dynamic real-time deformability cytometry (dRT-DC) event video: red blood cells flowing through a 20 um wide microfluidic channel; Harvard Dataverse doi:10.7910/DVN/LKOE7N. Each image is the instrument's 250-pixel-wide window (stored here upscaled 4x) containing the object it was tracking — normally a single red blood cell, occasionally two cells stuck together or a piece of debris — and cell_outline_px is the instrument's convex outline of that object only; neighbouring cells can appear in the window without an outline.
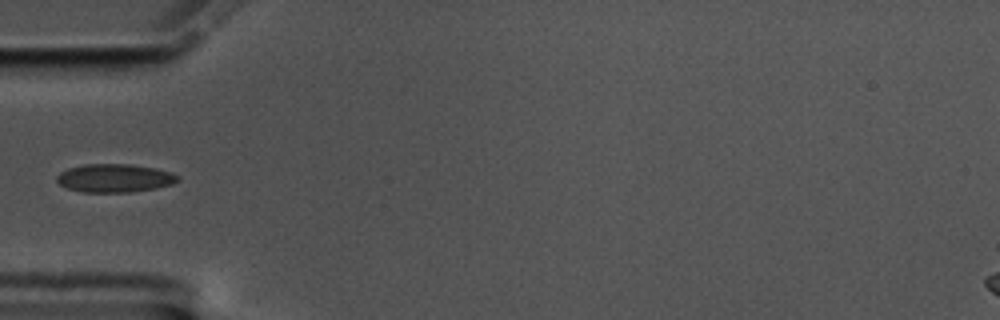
{"species": "common noctule bat (a hibernating species)", "species_latin": "Nyctalus noctula", "temperature_condition": "cold", "stored_images_in_passage": 39, "camera_frame_rate_fps": 3000, "um_per_image_px": 0.085, "animal": {"sex": "male", "body_mass_g": 17.5, "forearm_length_mm": 52.3}, "frame": {"image": 1, "passage_image": 1, "time_ms": 0.0, "image_size_px": [1000, 320], "cell_outline_px": [[180, 180], [172, 184], [156, 188], [132, 192], [84, 192], [68, 188], [60, 184], [56, 180], [56, 176], [60, 172], [68, 168], [84, 164], [132, 164], [156, 168], [172, 172], [180, 176]], "centroid_in_image_um": [9.78, 15.13], "position_along_channel_um": 75.2, "area_um2": 20.11}}
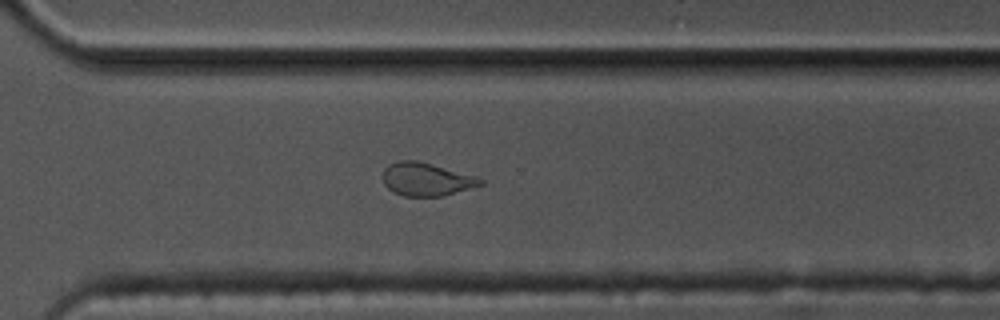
{"frame": {"image": 2, "passage_image": 23, "time_ms": 7.333, "image_size_px": [1000, 320], "cell_outline_px": [[484, 184], [444, 196], [404, 196], [392, 192], [384, 184], [384, 168], [388, 164], [400, 160], [416, 160], [432, 164], [476, 176], [484, 180]], "centroid_in_image_um": [36.24, 15.24], "position_along_channel_um": 334.4, "area_um2": 18.84}}
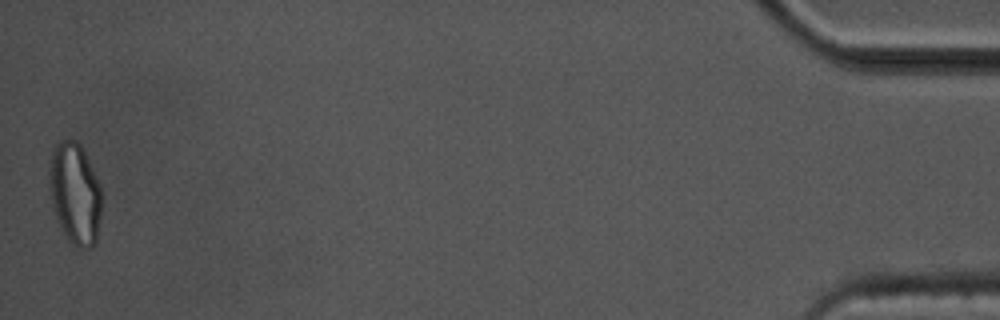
{"frame": {"image": 3, "passage_image": 39, "time_ms": 12.667, "image_size_px": [1000, 320], "cell_outline_px": [[100, 216], [96, 244], [92, 248], [80, 248], [72, 244], [68, 240], [60, 228], [56, 220], [52, 208], [48, 188], [48, 172], [52, 152], [56, 144], [60, 140], [76, 140], [80, 144], [100, 184]], "centroid_in_image_um": [6.34, 16.48], "position_along_channel_um": 428.9, "area_um2": 31.33}}